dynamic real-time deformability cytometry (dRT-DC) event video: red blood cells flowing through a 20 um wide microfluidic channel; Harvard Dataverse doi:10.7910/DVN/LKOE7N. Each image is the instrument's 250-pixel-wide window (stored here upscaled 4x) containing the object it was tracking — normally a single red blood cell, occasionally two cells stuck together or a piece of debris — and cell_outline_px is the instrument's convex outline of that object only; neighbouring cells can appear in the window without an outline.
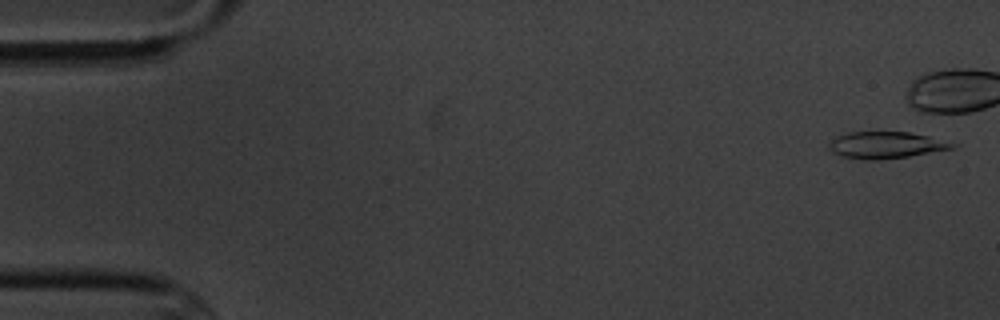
{"species": "common noctule bat (a hibernating species)", "species_latin": "Nyctalus noctula", "temperature_condition": "cold", "stored_images_in_passage": 16, "camera_frame_rate_fps": 3000, "um_per_image_px": 0.085, "animal": {"sex": "male", "body_mass_g": 20.1, "forearm_length_mm": 53.5}, "frame": {"image": 1, "passage_image": 1, "time_ms": 0.0, "image_size_px": [1000, 320], "cell_outline_px": [[960, 144], [952, 148], [908, 156], [880, 160], [864, 160], [840, 156], [832, 152], [828, 148], [828, 144], [836, 136], [848, 132], [908, 132], [928, 136]], "centroid_in_image_um": [75.26, 12.33], "position_along_channel_um": 9.7, "area_um2": 19.19}}
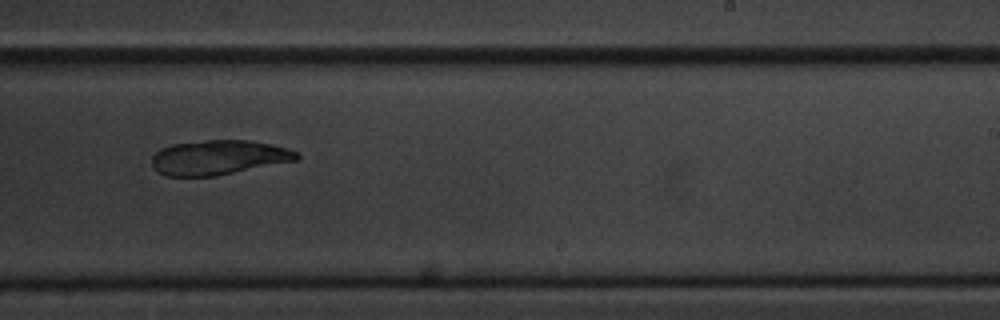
{"frame": {"image": 2, "passage_image": 11, "time_ms": 12.333, "image_size_px": [1000, 320], "cell_outline_px": [[300, 160], [216, 176], [164, 176], [156, 172], [152, 168], [152, 156], [160, 148], [172, 144], [208, 140], [248, 140], [272, 144], [296, 152], [300, 156]], "centroid_in_image_um": [18.56, 13.39], "position_along_channel_um": 270.4, "area_um2": 29.48}}
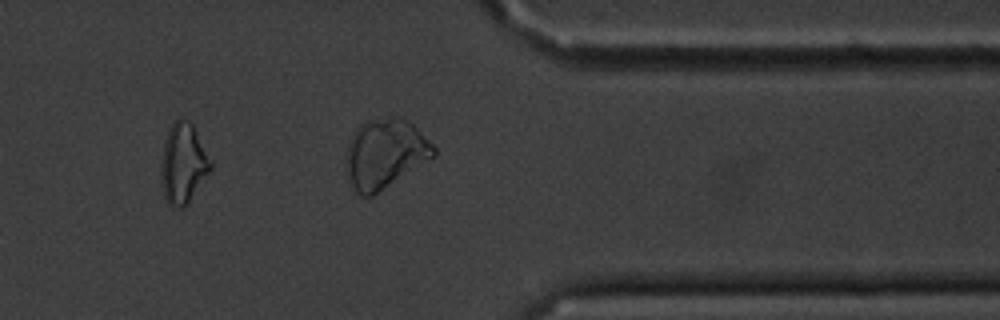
{"frame": {"image": 3, "passage_image": 14, "time_ms": 15.667, "image_size_px": [1000, 320], "cell_outline_px": [[212, 168], [188, 204], [180, 208], [172, 208], [164, 200], [160, 176], [160, 172], [164, 140], [172, 124], [176, 120], [188, 120], [192, 124], [212, 160]], "centroid_in_image_um": [15.56, 13.95], "position_along_channel_um": 395.8, "area_um2": 23.29}, "authors_computed_cell_mechanics": {"area_um2": 29.1023, "velocity_mm_per_s": 3.4376, "shape_relaxation_time_tau1_ms": 1.6777, "shape_relaxation_time_tau2_ms": 8.419, "deformation_change_tau1": 0.0245, "deformation_change_tau2": 0.0914}}